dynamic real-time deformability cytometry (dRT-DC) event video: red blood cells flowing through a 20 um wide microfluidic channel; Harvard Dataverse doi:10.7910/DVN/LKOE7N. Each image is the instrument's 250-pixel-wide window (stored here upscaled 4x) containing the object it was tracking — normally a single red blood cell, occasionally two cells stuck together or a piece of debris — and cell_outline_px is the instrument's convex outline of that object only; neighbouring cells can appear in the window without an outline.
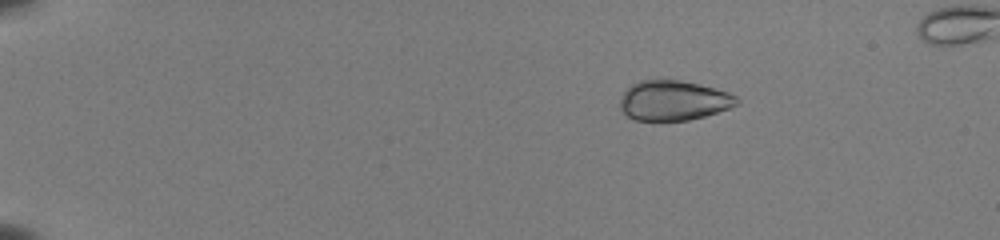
{"species": "common noctule bat (a hibernating species)", "species_latin": "Nyctalus noctula", "temperature_condition": "room temperature", "stored_images_in_passage": 44, "camera_frame_rate_fps": 3000, "um_per_image_px": 0.085, "animal": {"sex": "female", "body_mass_g": 22.0, "forearm_length_mm": 56.7}, "frame": {"image": 1, "passage_image": 1, "time_ms": 0.0, "image_size_px": [1000, 240], "cell_outline_px": [[740, 100], [736, 104], [728, 108], [704, 116], [688, 120], [636, 120], [628, 116], [620, 108], [620, 100], [624, 92], [632, 84], [640, 80], [680, 80], [700, 84], [728, 92], [736, 96]], "centroid_in_image_um": [57.24, 8.53], "position_along_channel_um": 27.8, "area_um2": 26.88}}
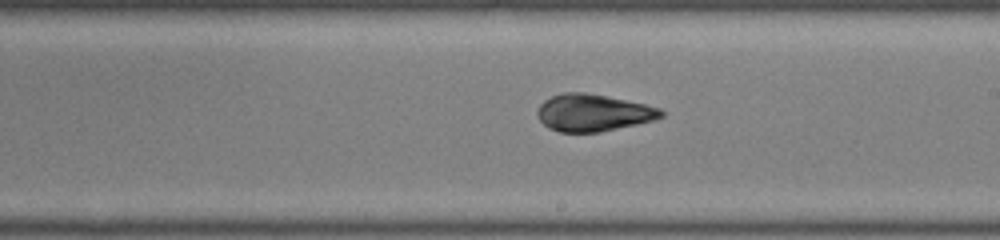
{"frame": {"image": 2, "passage_image": 25, "time_ms": 8.0, "image_size_px": [1000, 240], "cell_outline_px": [[664, 116], [652, 120], [636, 124], [600, 132], [560, 132], [548, 128], [540, 120], [536, 112], [540, 104], [544, 100], [552, 96], [564, 92], [584, 92], [644, 104], [660, 108], [664, 112]], "centroid_in_image_um": [50.38, 9.58], "position_along_channel_um": 238.6, "area_um2": 26.47}}
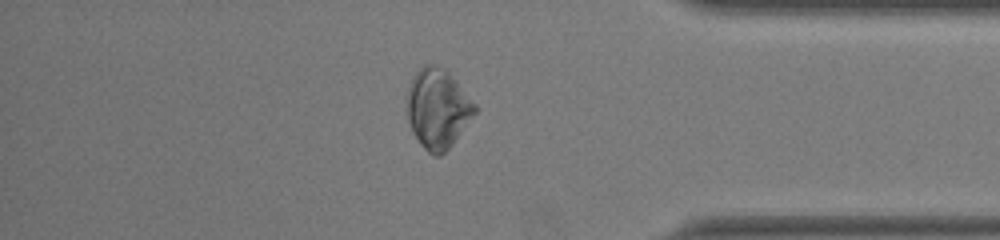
{"frame": {"image": 3, "passage_image": 38, "time_ms": 12.333, "image_size_px": [1000, 240], "cell_outline_px": [[476, 112], [452, 144], [440, 156], [432, 156], [424, 148], [412, 132], [408, 120], [408, 88], [412, 76], [424, 64], [436, 64], [444, 68], [448, 72], [476, 104]], "centroid_in_image_um": [37.19, 9.22], "position_along_channel_um": 398.0, "area_um2": 31.15}, "authors_computed_cell_mechanics": {"area_um2": 27.3683, "velocity_mm_per_s": 3.9806, "shape_relaxation_time_tau1_ms": 5.309, "shape_relaxation_time_tau2_ms": null, "deformation_change_tau1": 0.1705, "deformation_change_tau2": null}}